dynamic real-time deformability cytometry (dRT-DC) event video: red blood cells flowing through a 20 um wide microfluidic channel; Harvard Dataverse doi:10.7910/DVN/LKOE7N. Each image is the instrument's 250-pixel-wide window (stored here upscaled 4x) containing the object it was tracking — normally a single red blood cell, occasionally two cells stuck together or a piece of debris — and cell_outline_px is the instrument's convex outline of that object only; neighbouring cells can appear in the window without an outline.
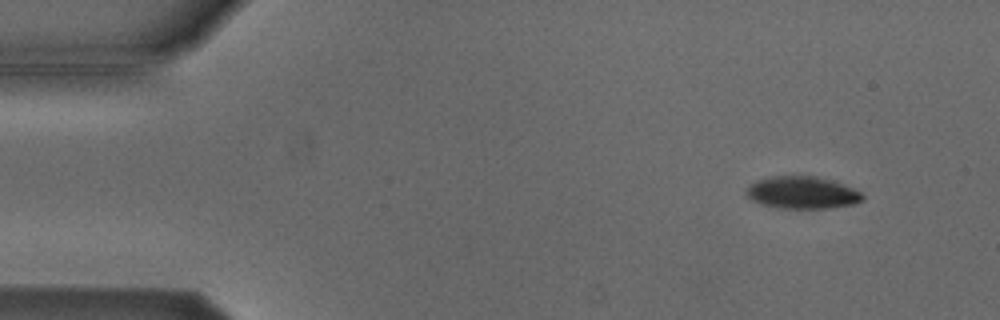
{"species": "Egyptian fruit bat (a non-hibernating species)", "species_latin": "Rousettus aegyptiacus", "temperature_condition": "cold", "stored_images_in_passage": 5, "camera_frame_rate_fps": 3000, "um_per_image_px": 0.085, "animal": {"sex": "male"}, "frame": {"image": 1, "passage_image": 1, "time_ms": 0.0, "image_size_px": [1000, 320], "cell_outline_px": [[864, 200], [856, 204], [832, 208], [776, 208], [760, 204], [752, 200], [744, 192], [748, 184], [756, 180], [772, 176], [816, 176], [844, 184], [860, 192], [864, 196]], "centroid_in_image_um": [68.17, 16.38], "position_along_channel_um": 16.8, "area_um2": 22.14}}
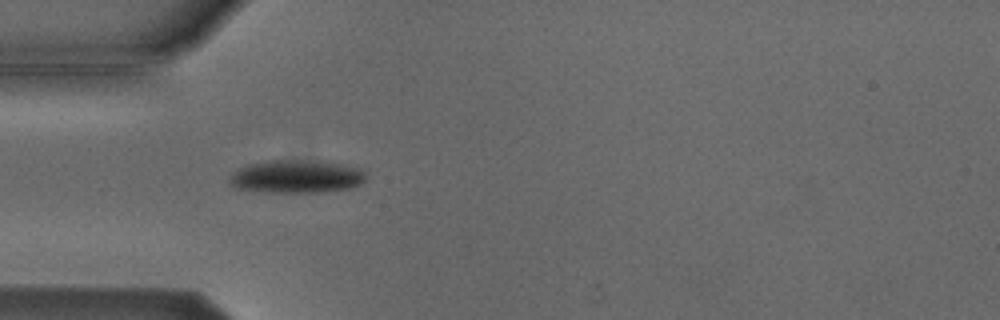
{"frame": {"image": 2, "passage_image": 4, "time_ms": 3.667, "image_size_px": [1000, 320], "cell_outline_px": [[368, 172], [364, 180], [360, 184], [352, 188], [320, 192], [264, 192], [240, 188], [232, 184], [228, 180], [232, 172], [248, 164], [268, 160], [300, 160], [340, 164], [360, 168]], "centroid_in_image_um": [25.22, 15.01], "position_along_channel_um": 59.8, "area_um2": 26.13}}